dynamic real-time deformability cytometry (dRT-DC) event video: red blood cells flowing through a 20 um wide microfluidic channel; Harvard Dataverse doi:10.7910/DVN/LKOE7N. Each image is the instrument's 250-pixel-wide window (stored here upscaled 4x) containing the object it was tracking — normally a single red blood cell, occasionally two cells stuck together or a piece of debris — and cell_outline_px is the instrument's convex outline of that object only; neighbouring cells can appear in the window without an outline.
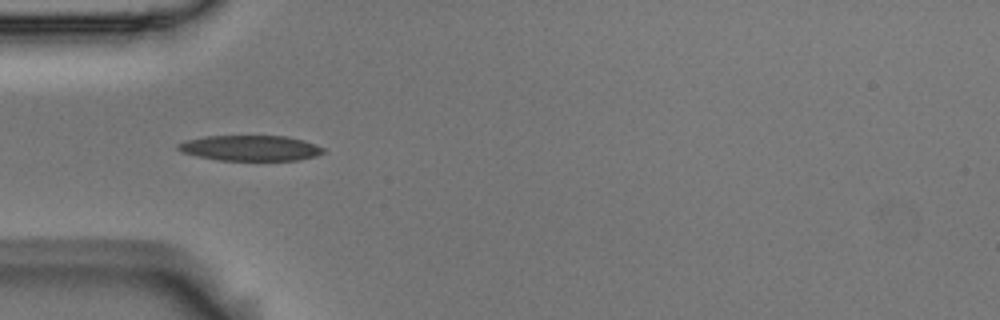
{"species": "Egyptian fruit bat (a non-hibernating species)", "species_latin": "Rousettus aegyptiacus", "temperature_condition": "room temperature", "stored_images_in_passage": 15, "camera_frame_rate_fps": 3000, "um_per_image_px": 0.085, "animal": {"sex": "male"}, "frame": {"image": 1, "passage_image": 5, "time_ms": 1.333, "image_size_px": [1000, 320], "cell_outline_px": [[324, 152], [316, 156], [296, 160], [220, 160], [196, 156], [180, 152], [176, 148], [176, 144], [188, 140], [204, 136], [288, 136], [304, 140], [324, 148]], "centroid_in_image_um": [21.25, 12.58], "position_along_channel_um": 63.7, "area_um2": 21.56}}
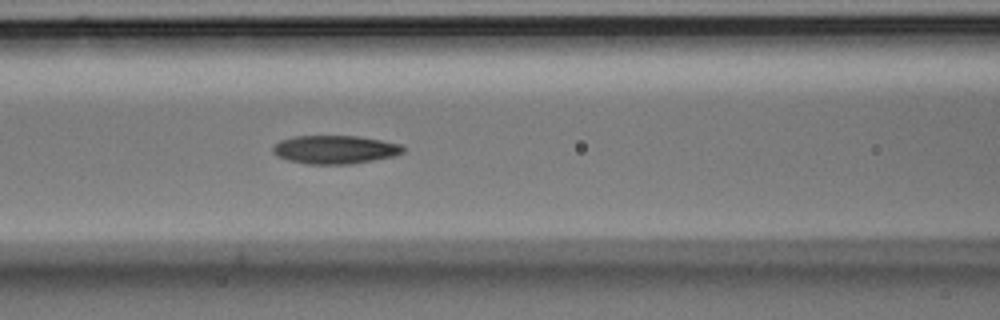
{"frame": {"image": 2, "passage_image": 11, "time_ms": 3.333, "image_size_px": [1000, 320], "cell_outline_px": [[404, 152], [396, 156], [352, 164], [308, 164], [288, 160], [272, 152], [272, 148], [280, 140], [292, 136], [356, 136], [380, 140], [400, 144], [404, 148]], "centroid_in_image_um": [28.49, 12.71], "position_along_channel_um": 138.1, "area_um2": 21.5}}